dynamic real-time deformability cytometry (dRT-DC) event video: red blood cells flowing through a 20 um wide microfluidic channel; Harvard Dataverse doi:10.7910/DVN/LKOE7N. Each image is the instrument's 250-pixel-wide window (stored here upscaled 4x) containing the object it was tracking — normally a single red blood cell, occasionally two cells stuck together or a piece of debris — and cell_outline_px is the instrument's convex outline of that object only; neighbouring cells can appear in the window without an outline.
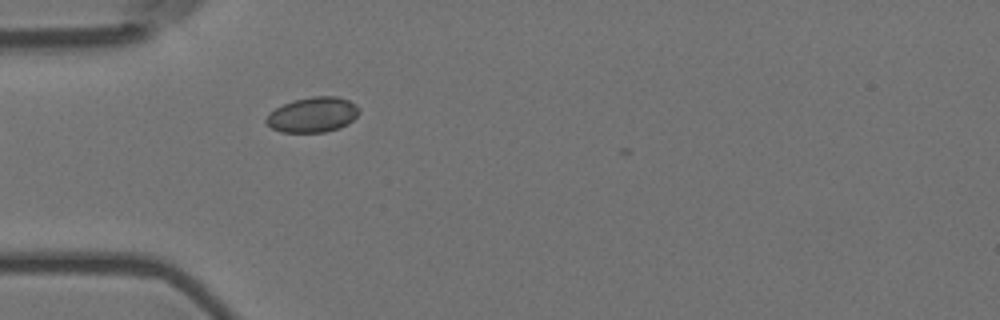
{"species": "Egyptian fruit bat (a non-hibernating species)", "species_latin": "Rousettus aegyptiacus", "temperature_condition": "room temperature", "stored_images_in_passage": 1, "camera_frame_rate_fps": 3000, "um_per_image_px": 0.085, "animal": {"sex": "female"}, "frame": {"image": 1, "passage_image": 1, "time_ms": 0.0, "image_size_px": [1000, 320], "cell_outline_px": [[360, 112], [348, 124], [340, 128], [324, 132], [280, 132], [272, 128], [264, 120], [268, 112], [292, 100], [312, 96], [336, 96], [348, 100], [356, 104], [360, 108]], "centroid_in_image_um": [26.58, 9.75], "position_along_channel_um": 58.4, "area_um2": 19.19}}